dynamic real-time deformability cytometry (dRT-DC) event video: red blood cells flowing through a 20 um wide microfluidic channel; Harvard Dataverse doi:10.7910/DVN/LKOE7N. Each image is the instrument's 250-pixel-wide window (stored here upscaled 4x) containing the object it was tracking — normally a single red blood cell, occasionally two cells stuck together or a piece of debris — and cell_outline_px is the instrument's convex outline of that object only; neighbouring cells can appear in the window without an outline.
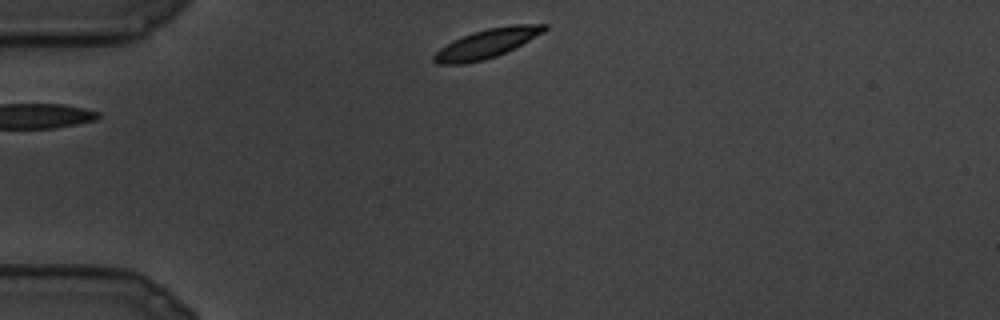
{"species": "common noctule bat (a hibernating species)", "species_latin": "Nyctalus noctula", "temperature_condition": "cold", "stored_images_in_passage": 20, "camera_frame_rate_fps": 3000, "um_per_image_px": 0.085, "animal": {"sex": "male", "body_mass_g": 19.5, "forearm_length_mm": 54.6}, "frame": {"image": 1, "passage_image": 1, "time_ms": 0.0, "image_size_px": [1000, 320], "cell_outline_px": [[548, 28], [544, 32], [496, 56], [484, 60], [464, 64], [436, 64], [432, 60], [432, 56], [440, 48], [464, 36], [488, 28], [516, 24], [548, 24]], "centroid_in_image_um": [41.37, 3.71], "position_along_channel_um": 43.6, "area_um2": 18.21}}
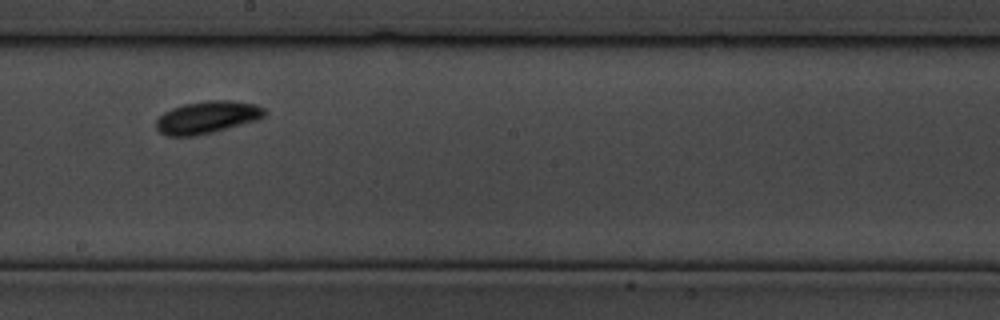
{"frame": {"image": 2, "passage_image": 10, "time_ms": 3.0, "image_size_px": [1000, 320], "cell_outline_px": [[268, 112], [260, 120], [196, 136], [168, 136], [160, 132], [156, 128], [156, 120], [164, 112], [172, 108], [184, 104], [208, 100], [224, 100], [256, 104], [264, 108]], "centroid_in_image_um": [17.64, 9.97], "position_along_channel_um": 230.6, "area_um2": 20.52}}
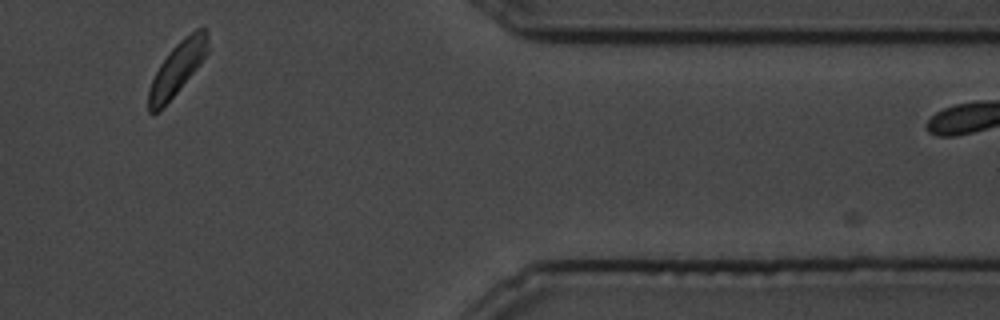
{"frame": {"image": 3, "passage_image": 18, "time_ms": 5.667, "image_size_px": [1000, 320], "cell_outline_px": [[208, 52], [200, 64], [176, 92], [156, 112], [148, 112], [148, 92], [152, 80], [160, 64], [172, 48], [184, 36], [196, 28], [204, 28], [208, 32]], "centroid_in_image_um": [15.09, 5.75], "position_along_channel_um": 396.3, "area_um2": 17.69}}